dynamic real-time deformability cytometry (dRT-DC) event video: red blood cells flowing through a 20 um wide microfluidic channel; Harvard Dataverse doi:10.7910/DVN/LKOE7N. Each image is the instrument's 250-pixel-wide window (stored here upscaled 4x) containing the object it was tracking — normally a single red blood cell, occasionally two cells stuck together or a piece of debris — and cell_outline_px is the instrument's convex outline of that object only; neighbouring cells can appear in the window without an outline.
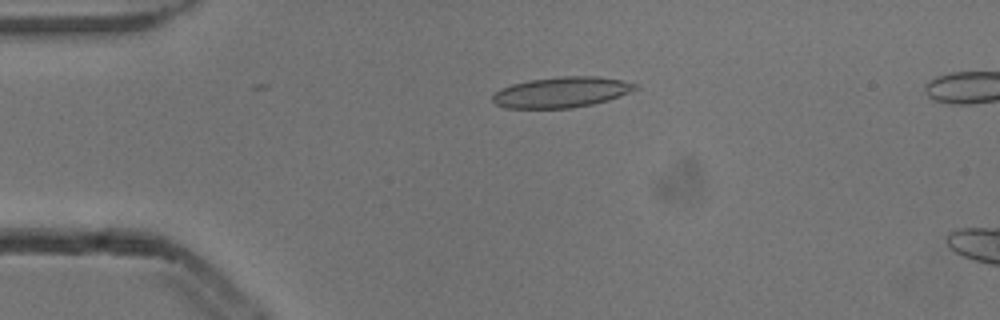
{"species": "common noctule bat (a hibernating species)", "species_latin": "Nyctalus noctula", "temperature_condition": "cold", "stored_images_in_passage": 4, "camera_frame_rate_fps": 3000, "um_per_image_px": 0.085, "animal": {"sex": "male", "body_mass_g": 13.3}, "frame": {"image": 1, "passage_image": 4, "time_ms": 1.0, "image_size_px": [1000, 320], "cell_outline_px": [[640, 88], [620, 96], [608, 100], [592, 104], [572, 108], [504, 108], [496, 104], [492, 100], [492, 96], [500, 88], [512, 84], [528, 80], [560, 76], [596, 76], [620, 80], [640, 84]], "centroid_in_image_um": [47.74, 7.83], "position_along_channel_um": 37.3, "area_um2": 25.61}}